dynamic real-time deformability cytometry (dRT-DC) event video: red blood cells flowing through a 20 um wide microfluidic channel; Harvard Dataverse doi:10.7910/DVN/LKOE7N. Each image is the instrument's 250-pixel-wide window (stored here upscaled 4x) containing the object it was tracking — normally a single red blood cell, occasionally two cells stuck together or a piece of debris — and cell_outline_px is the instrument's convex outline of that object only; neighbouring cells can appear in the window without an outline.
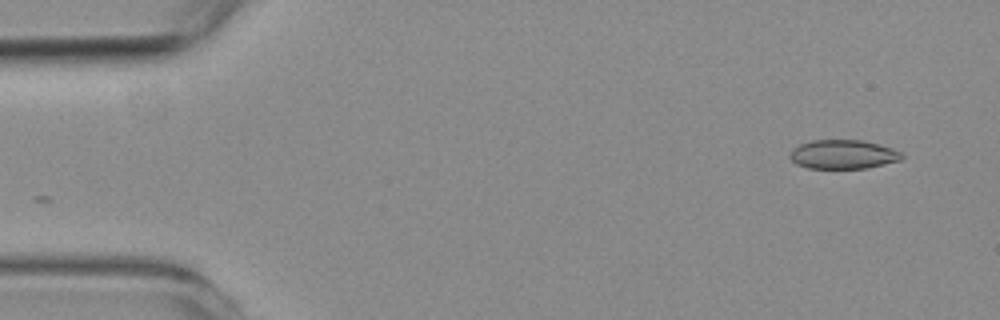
{"species": "common noctule bat (a hibernating species)", "species_latin": "Nyctalus noctula", "temperature_condition": "room temperature", "stored_images_in_passage": 31, "camera_frame_rate_fps": 3000, "um_per_image_px": 0.085, "animal": {"sex": "female", "body_mass_g": 19.3, "forearm_length_mm": 54.1}, "frame": {"image": 1, "passage_image": 1, "time_ms": 0.0, "image_size_px": [1000, 320], "cell_outline_px": [[904, 156], [900, 160], [868, 168], [808, 168], [796, 164], [788, 156], [792, 148], [800, 144], [812, 140], [860, 140], [880, 144], [892, 148], [900, 152]], "centroid_in_image_um": [71.64, 13.12], "position_along_channel_um": 13.4, "area_um2": 18.96}}
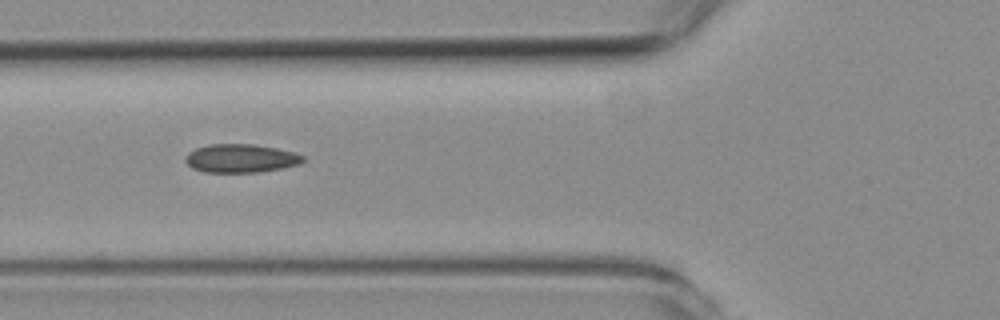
{"frame": {"image": 2, "passage_image": 18, "time_ms": 5.667, "image_size_px": [1000, 320], "cell_outline_px": [[304, 160], [300, 164], [284, 168], [260, 172], [204, 172], [192, 168], [184, 160], [184, 156], [188, 152], [196, 148], [208, 144], [252, 144], [276, 148], [292, 152], [304, 156]], "centroid_in_image_um": [20.44, 13.46], "position_along_channel_um": 105.4, "area_um2": 19.59}}
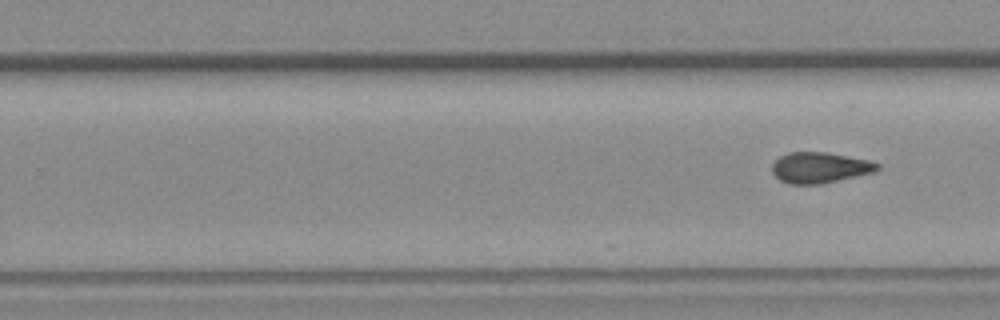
{"frame": {"image": 3, "passage_image": 31, "time_ms": 10.0, "image_size_px": [1000, 320], "cell_outline_px": [[880, 168], [876, 172], [820, 184], [788, 184], [780, 180], [772, 172], [772, 164], [780, 156], [788, 152], [828, 152], [868, 160], [880, 164]], "centroid_in_image_um": [69.69, 14.24], "position_along_channel_um": 260.1, "area_um2": 18.96}}